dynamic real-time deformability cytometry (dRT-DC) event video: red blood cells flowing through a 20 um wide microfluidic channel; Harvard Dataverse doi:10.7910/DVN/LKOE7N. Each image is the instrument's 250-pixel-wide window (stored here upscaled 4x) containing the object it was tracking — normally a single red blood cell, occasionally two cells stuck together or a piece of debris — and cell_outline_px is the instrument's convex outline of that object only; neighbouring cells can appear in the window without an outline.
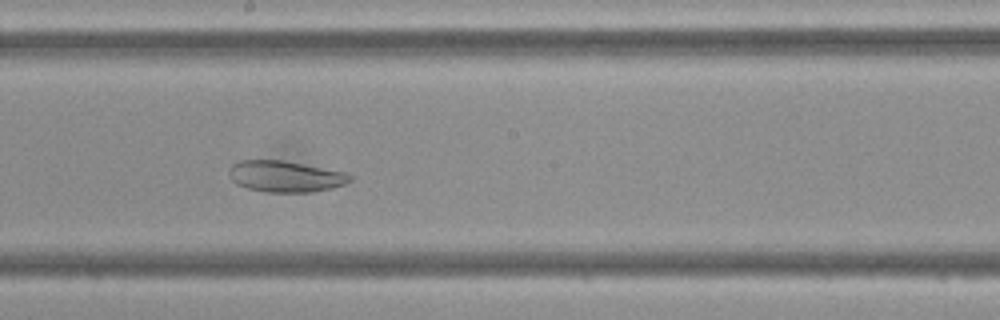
{"species": "Egyptian fruit bat (a non-hibernating species)", "species_latin": "Rousettus aegyptiacus", "temperature_condition": "cold", "stored_images_in_passage": 45, "camera_frame_rate_fps": 3000, "um_per_image_px": 0.085, "frame": {"image": 1, "passage_image": 23, "time_ms": 7.333, "image_size_px": [1000, 320], "cell_outline_px": [[352, 180], [344, 184], [332, 188], [312, 192], [268, 192], [248, 188], [236, 184], [232, 180], [228, 172], [228, 168], [232, 164], [240, 160], [284, 160], [344, 172], [352, 176]], "centroid_in_image_um": [24.23, 14.99], "position_along_channel_um": 224.0, "area_um2": 22.02}}
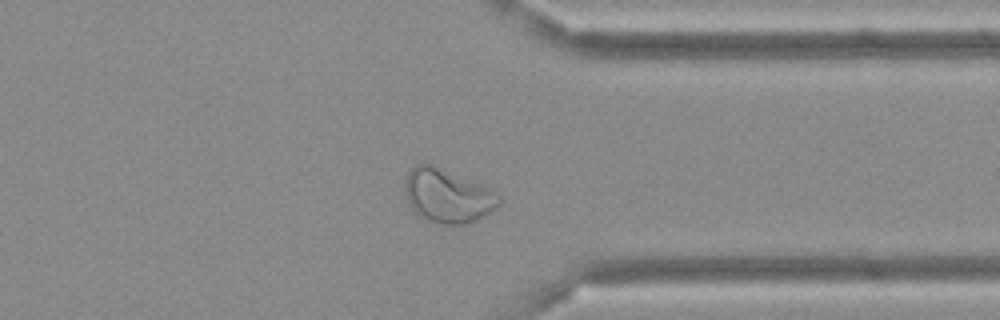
{"frame": {"image": 2, "passage_image": 34, "time_ms": 11.0, "image_size_px": [1000, 320], "cell_outline_px": [[500, 200], [488, 212], [476, 220], [464, 224], [440, 224], [428, 220], [420, 216], [412, 208], [408, 200], [404, 188], [404, 180], [408, 172], [416, 164], [432, 164], [488, 188], [496, 192], [500, 196]], "centroid_in_image_um": [37.98, 16.64], "position_along_channel_um": 373.4, "area_um2": 28.73}}
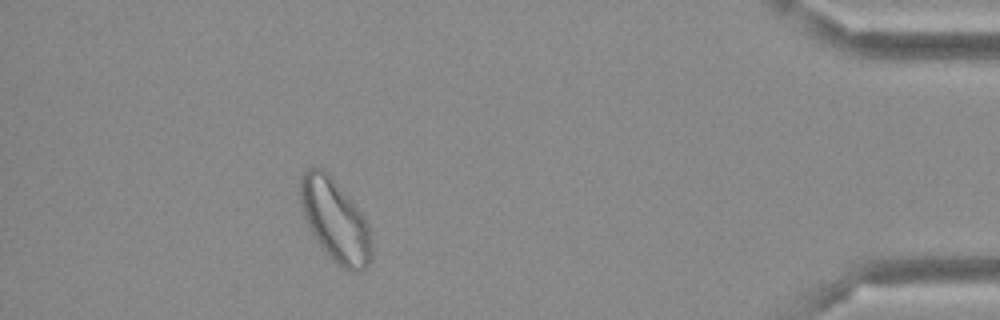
{"frame": {"image": 3, "passage_image": 40, "time_ms": 13.0, "image_size_px": [1000, 320], "cell_outline_px": [[372, 260], [364, 272], [352, 272], [344, 268], [332, 260], [320, 244], [312, 232], [300, 208], [300, 176], [308, 168], [324, 168], [332, 176], [364, 216], [368, 224], [372, 244]], "centroid_in_image_um": [28.51, 18.74], "position_along_channel_um": 406.7, "area_um2": 34.39}}